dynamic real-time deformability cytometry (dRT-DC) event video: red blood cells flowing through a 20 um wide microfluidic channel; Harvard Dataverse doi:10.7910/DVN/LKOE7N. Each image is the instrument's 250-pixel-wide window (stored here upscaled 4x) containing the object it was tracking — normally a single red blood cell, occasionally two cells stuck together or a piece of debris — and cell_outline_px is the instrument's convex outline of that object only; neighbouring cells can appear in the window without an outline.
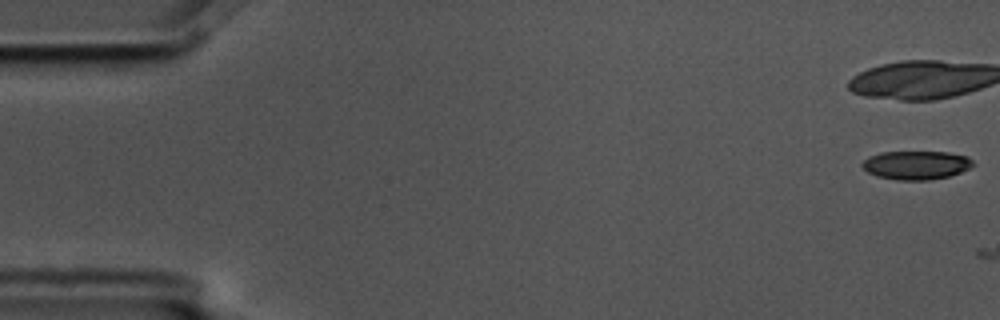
{"species": "common noctule bat (a hibernating species)", "species_latin": "Nyctalus noctula", "temperature_condition": "cold", "stored_images_in_passage": 6, "camera_frame_rate_fps": 3000, "um_per_image_px": 0.085, "animal": {"sex": "male", "body_mass_g": 17.5, "forearm_length_mm": 52.3}, "frame": {"image": 1, "passage_image": 1, "time_ms": 0.0, "image_size_px": [1000, 320], "cell_outline_px": [[972, 168], [948, 176], [928, 180], [896, 180], [876, 176], [868, 172], [860, 164], [868, 156], [880, 152], [948, 152], [968, 156], [972, 160]], "centroid_in_image_um": [77.86, 14.03], "position_along_channel_um": 7.1, "area_um2": 18.55}}